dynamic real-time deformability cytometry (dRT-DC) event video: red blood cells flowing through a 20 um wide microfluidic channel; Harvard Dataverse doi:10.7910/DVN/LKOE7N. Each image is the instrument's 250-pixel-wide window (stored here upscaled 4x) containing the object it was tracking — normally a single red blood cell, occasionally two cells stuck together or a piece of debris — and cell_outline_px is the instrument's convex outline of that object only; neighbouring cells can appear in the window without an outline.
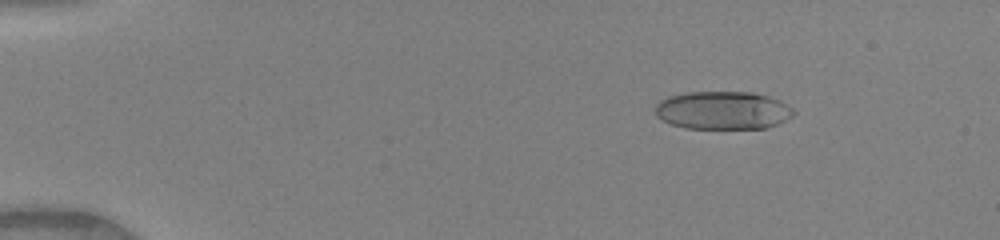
{"species": "human", "species_latin": "Homo sapiens", "temperature_condition": "warm", "stored_images_in_passage": 15, "camera_frame_rate_fps": 3000, "um_per_image_px": 0.085, "donor": {"sex": "female"}, "frame": {"image": 1, "passage_image": 3, "time_ms": 0.667, "image_size_px": [1000, 240], "cell_outline_px": [[796, 112], [792, 116], [768, 128], [684, 128], [672, 124], [656, 116], [656, 104], [660, 100], [668, 96], [684, 92], [752, 92], [768, 96], [780, 100], [788, 104]], "centroid_in_image_um": [61.44, 9.37], "position_along_channel_um": 23.6, "area_um2": 30.75}}
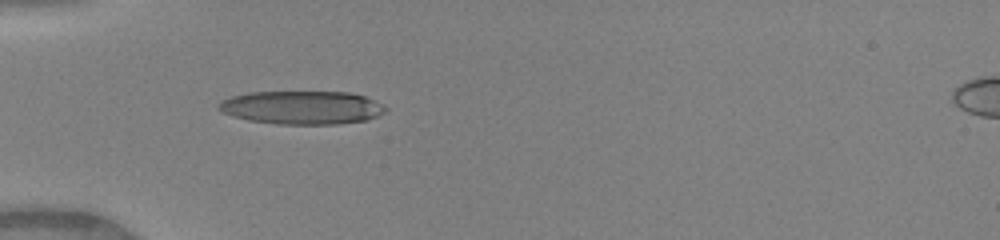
{"frame": {"image": 2, "passage_image": 12, "time_ms": 3.667, "image_size_px": [1000, 240], "cell_outline_px": [[388, 108], [384, 112], [376, 116], [364, 120], [336, 124], [276, 124], [248, 120], [232, 116], [220, 112], [216, 108], [216, 104], [220, 100], [232, 96], [248, 92], [348, 92], [364, 96]], "centroid_in_image_um": [25.56, 9.14], "position_along_channel_um": 59.4, "area_um2": 32.48}}